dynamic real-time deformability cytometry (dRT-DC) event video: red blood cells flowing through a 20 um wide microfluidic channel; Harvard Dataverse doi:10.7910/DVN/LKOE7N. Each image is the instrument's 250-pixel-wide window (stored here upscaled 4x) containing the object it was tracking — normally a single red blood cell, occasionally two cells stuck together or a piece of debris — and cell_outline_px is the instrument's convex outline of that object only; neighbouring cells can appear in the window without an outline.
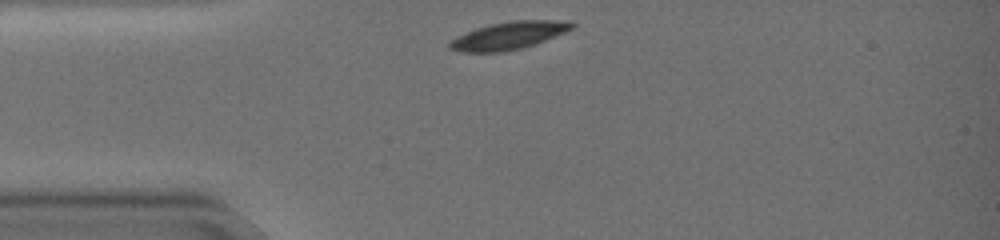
{"species": "common noctule bat (a hibernating species)", "species_latin": "Nyctalus noctula", "temperature_condition": "warm", "stored_images_in_passage": 35, "camera_frame_rate_fps": 3000, "um_per_image_px": 0.085, "animal": {"sex": "female", "body_mass_g": 19.0, "forearm_length_mm": 51.5}, "frame": {"image": 1, "passage_image": 1, "time_ms": 0.0, "image_size_px": [1000, 240], "cell_outline_px": [[576, 24], [572, 28], [564, 32], [544, 40], [520, 48], [500, 52], [464, 52], [448, 48], [448, 44], [452, 40], [476, 28], [492, 24], [512, 20], [552, 20]], "centroid_in_image_um": [43.21, 3.02], "position_along_channel_um": 41.8, "area_um2": 18.96}}
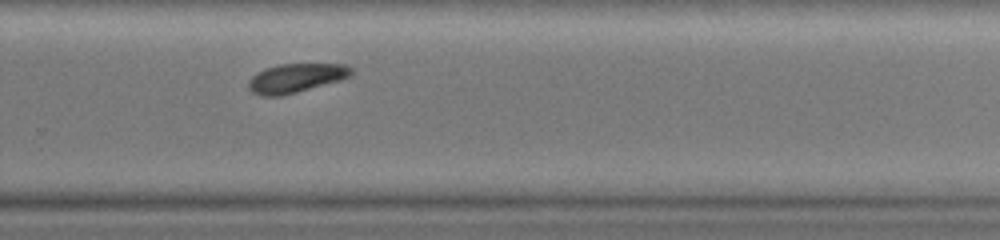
{"frame": {"image": 2, "passage_image": 25, "time_ms": 8.0, "image_size_px": [1000, 240], "cell_outline_px": [[356, 72], [352, 76], [340, 80], [296, 92], [280, 96], [260, 96], [252, 92], [248, 88], [248, 80], [252, 76], [264, 68], [280, 64], [344, 64], [352, 68]], "centroid_in_image_um": [25.16, 6.63], "position_along_channel_um": 304.6, "area_um2": 17.46}}
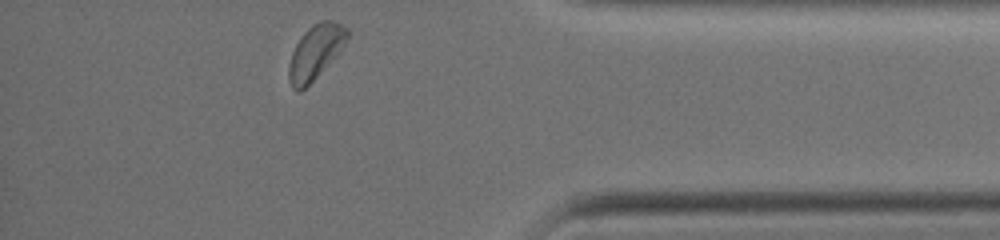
{"frame": {"image": 3, "passage_image": 35, "time_ms": 11.333, "image_size_px": [1000, 240], "cell_outline_px": [[348, 36], [340, 52], [300, 92], [296, 92], [292, 88], [288, 80], [288, 64], [292, 52], [300, 36], [312, 24], [320, 20], [332, 20], [348, 28]], "centroid_in_image_um": [26.79, 4.41], "position_along_channel_um": 408.4, "area_um2": 18.44}, "authors_computed_cell_mechanics": {"area_um2": 19.074, "velocity_mm_per_s": 3.5518, "shape_relaxation_time_tau1_ms": 1.3544, "shape_relaxation_time_tau2_ms": null, "deformation_change_tau1": 0.0943, "deformation_change_tau2": null}}